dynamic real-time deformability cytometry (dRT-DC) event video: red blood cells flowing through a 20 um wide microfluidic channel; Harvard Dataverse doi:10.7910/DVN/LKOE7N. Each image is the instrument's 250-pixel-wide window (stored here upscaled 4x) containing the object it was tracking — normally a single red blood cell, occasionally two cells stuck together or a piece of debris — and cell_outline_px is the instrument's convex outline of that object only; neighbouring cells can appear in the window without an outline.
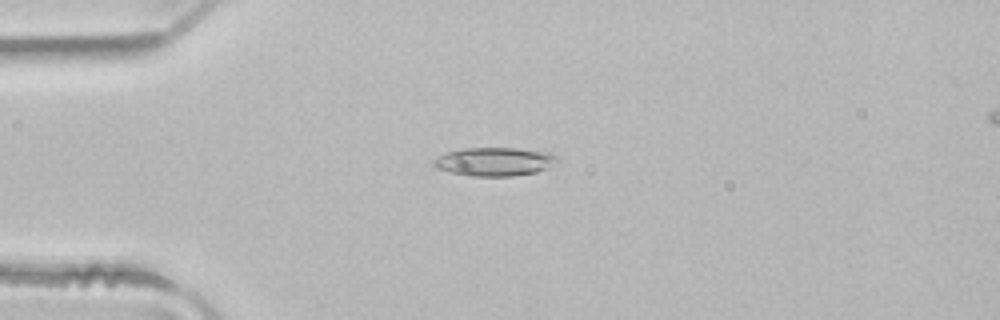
{"species": "common noctule bat (a hibernating species)", "species_latin": "Nyctalus noctula", "temperature_condition": "room temperature", "stored_images_in_passage": 6, "camera_frame_rate_fps": 3000, "um_per_image_px": 0.085, "animal": {"sex": "male", "body_mass_g": 21.5, "forearm_length_mm": 52.0}, "frame": {"image": 1, "passage_image": 4, "time_ms": 1.0, "image_size_px": [1000, 320], "cell_outline_px": [[560, 160], [536, 172], [512, 176], [468, 176], [436, 168], [432, 164], [432, 160], [448, 152], [464, 148], [516, 148], [548, 152], [556, 156]], "centroid_in_image_um": [42.01, 13.74], "position_along_channel_um": 43.0, "area_um2": 20.35}}
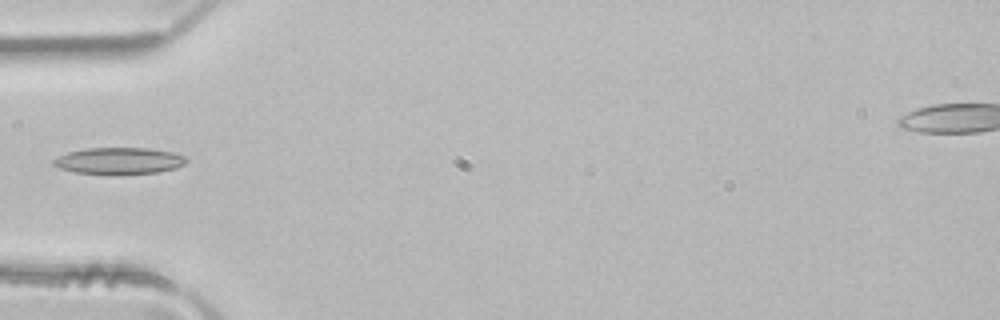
{"frame": {"image": 2, "passage_image": 5, "time_ms": 1.333, "image_size_px": [1000, 320], "cell_outline_px": [[188, 160], [184, 164], [176, 168], [156, 172], [76, 172], [60, 168], [52, 164], [52, 160], [68, 152], [84, 148], [148, 148], [172, 152], [184, 156]], "centroid_in_image_um": [10.13, 13.63], "position_along_channel_um": 74.9, "area_um2": 19.77}}
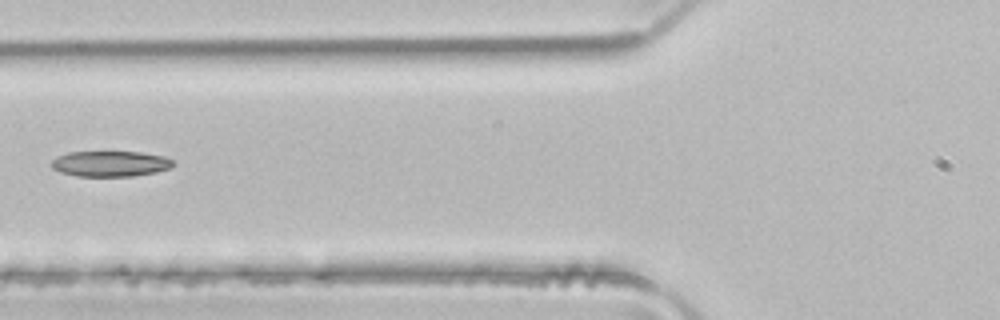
{"frame": {"image": 3, "passage_image": 6, "time_ms": 1.667, "image_size_px": [1000, 320], "cell_outline_px": [[176, 164], [172, 168], [156, 172], [132, 176], [76, 176], [60, 172], [52, 168], [48, 164], [56, 156], [68, 152], [140, 152], [164, 156], [172, 160]], "centroid_in_image_um": [9.36, 13.92], "position_along_channel_um": 116.4, "area_um2": 18.38}}